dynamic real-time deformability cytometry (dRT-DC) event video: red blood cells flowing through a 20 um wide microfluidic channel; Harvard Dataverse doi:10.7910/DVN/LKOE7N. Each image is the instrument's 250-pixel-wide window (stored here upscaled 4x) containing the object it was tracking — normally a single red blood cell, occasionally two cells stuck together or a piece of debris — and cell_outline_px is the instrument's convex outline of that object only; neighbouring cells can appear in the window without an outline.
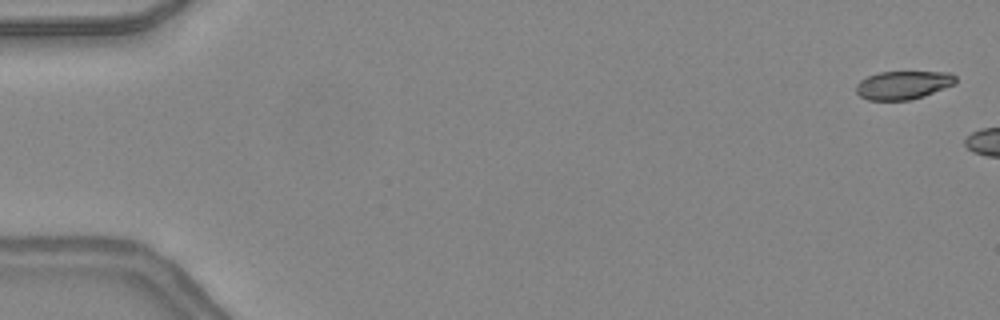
{"species": "common noctule bat (a hibernating species)", "species_latin": "Nyctalus noctula", "temperature_condition": "warm", "stored_images_in_passage": 6, "camera_frame_rate_fps": 3000, "um_per_image_px": 0.085, "animal": {"sex": "female", "body_mass_g": 24.6, "forearm_length_mm": 56.2}, "frame": {"image": 1, "passage_image": 2, "time_ms": 0.333, "image_size_px": [1000, 320], "cell_outline_px": [[956, 84], [924, 96], [908, 100], [868, 100], [860, 96], [856, 92], [856, 84], [860, 80], [868, 76], [880, 72], [952, 72], [956, 76]], "centroid_in_image_um": [76.78, 7.23], "position_along_channel_um": 8.2, "area_um2": 16.53}}